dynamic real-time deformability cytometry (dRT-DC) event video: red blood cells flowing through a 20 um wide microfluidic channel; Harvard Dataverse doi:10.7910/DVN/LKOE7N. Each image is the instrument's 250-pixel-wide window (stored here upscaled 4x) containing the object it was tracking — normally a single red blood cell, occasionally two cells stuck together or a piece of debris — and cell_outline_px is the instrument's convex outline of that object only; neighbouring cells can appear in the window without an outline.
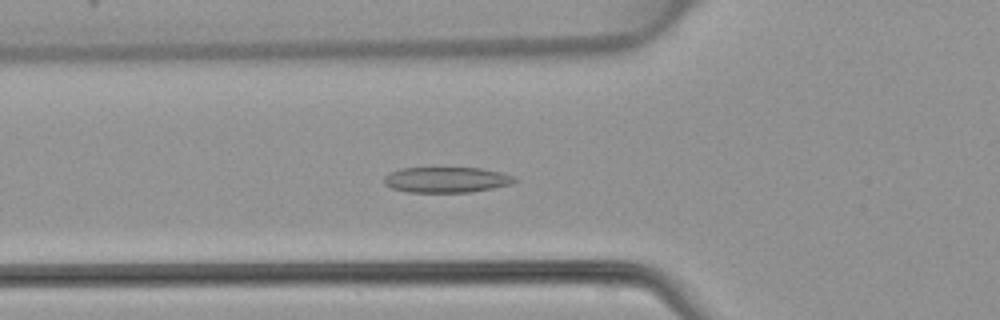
{"species": "common noctule bat (a hibernating species)", "species_latin": "Nyctalus noctula", "temperature_condition": "warm", "stored_images_in_passage": 44, "camera_frame_rate_fps": 3000, "um_per_image_px": 0.085, "animal": {"sex": "female", "body_mass_g": 22.7, "forearm_length_mm": 54.2}, "frame": {"image": 1, "passage_image": 13, "time_ms": 4.0, "image_size_px": [1000, 320], "cell_outline_px": [[520, 180], [512, 184], [472, 192], [408, 192], [392, 188], [384, 184], [384, 176], [400, 168], [480, 168], [500, 172], [516, 176]], "centroid_in_image_um": [38.0, 15.28], "position_along_channel_um": 87.8, "area_um2": 19.54}}
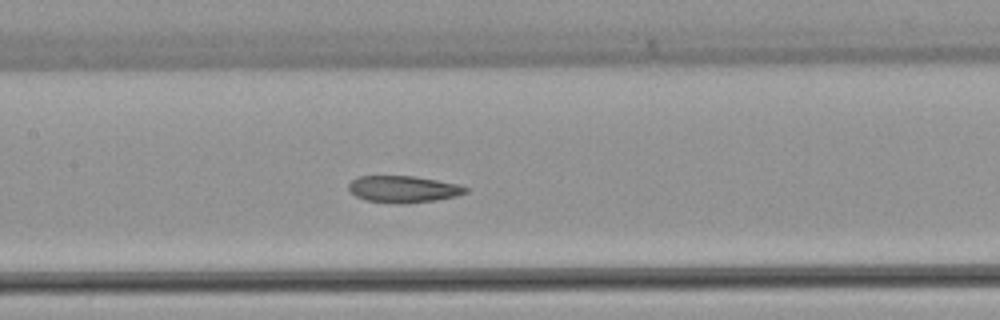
{"frame": {"image": 2, "passage_image": 19, "time_ms": 6.0, "image_size_px": [1000, 320], "cell_outline_px": [[468, 192], [456, 196], [436, 200], [404, 204], [400, 204], [364, 200], [356, 196], [348, 188], [348, 184], [352, 180], [360, 176], [412, 176], [460, 184], [468, 188]], "centroid_in_image_um": [34.3, 16.08], "position_along_channel_um": 173.1, "area_um2": 18.26}}
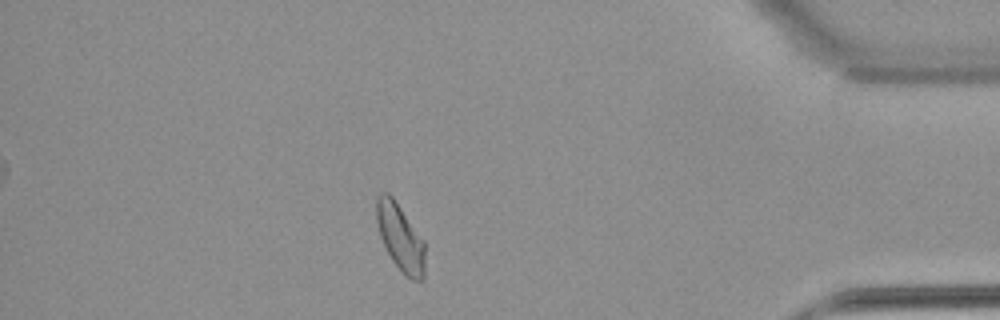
{"frame": {"image": 3, "passage_image": 38, "time_ms": 12.333, "image_size_px": [1000, 320], "cell_outline_px": [[424, 280], [412, 280], [404, 276], [400, 272], [392, 260], [380, 236], [376, 220], [376, 196], [380, 192], [388, 192], [392, 196], [424, 240]], "centroid_in_image_um": [34.02, 20.19], "position_along_channel_um": 401.2, "area_um2": 19.02}}